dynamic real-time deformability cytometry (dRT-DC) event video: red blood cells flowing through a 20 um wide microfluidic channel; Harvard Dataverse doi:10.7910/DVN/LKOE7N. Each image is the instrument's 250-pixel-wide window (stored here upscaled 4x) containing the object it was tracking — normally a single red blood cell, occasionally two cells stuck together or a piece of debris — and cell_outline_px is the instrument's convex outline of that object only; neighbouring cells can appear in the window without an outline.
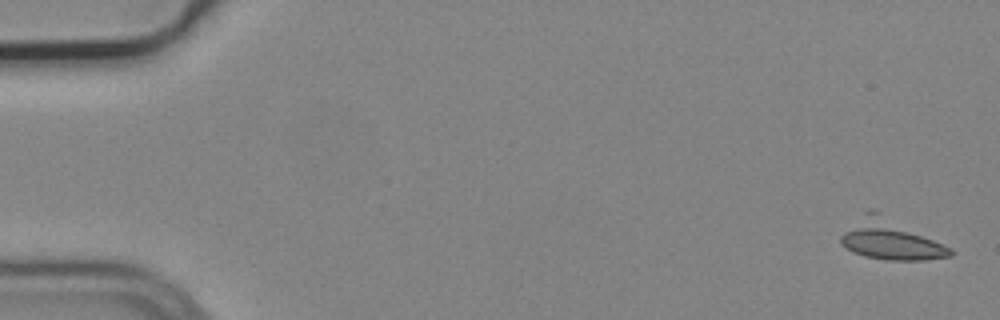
{"species": "common noctule bat (a hibernating species)", "species_latin": "Nyctalus noctula", "temperature_condition": "cold", "stored_images_in_passage": 5, "camera_frame_rate_fps": 3000, "um_per_image_px": 0.085, "animal": {"sex": "male", "body_mass_g": 19.2, "forearm_length_mm": 51.8}, "frame": {"image": 1, "passage_image": 1, "time_ms": 0.0, "image_size_px": [1000, 320], "cell_outline_px": [[956, 252], [952, 256], [924, 260], [888, 260], [864, 256], [852, 252], [840, 244], [840, 236], [868, 208], [872, 208], [952, 248]], "centroid_in_image_um": [75.7, 20.37], "position_along_channel_um": 9.3, "area_um2": 25.49}}